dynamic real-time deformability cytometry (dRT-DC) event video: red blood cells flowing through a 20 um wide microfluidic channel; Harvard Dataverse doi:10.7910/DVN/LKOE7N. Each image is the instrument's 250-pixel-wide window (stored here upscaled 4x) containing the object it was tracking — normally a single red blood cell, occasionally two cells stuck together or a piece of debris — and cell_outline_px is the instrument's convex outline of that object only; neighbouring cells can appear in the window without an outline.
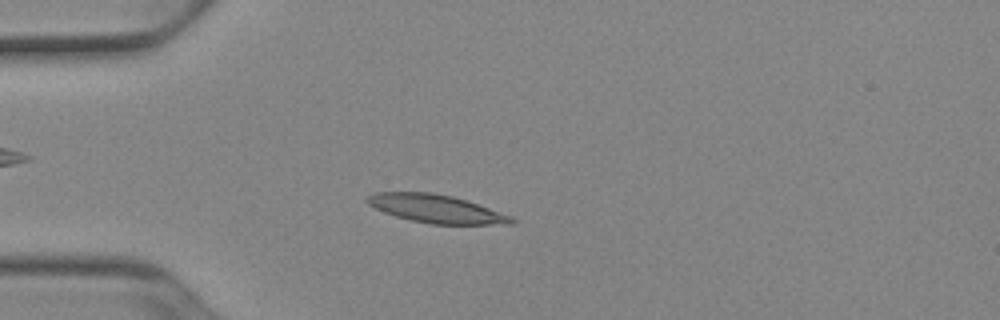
{"species": "Egyptian fruit bat (a non-hibernating species)", "species_latin": "Rousettus aegyptiacus", "temperature_condition": "cold", "stored_images_in_passage": 52, "camera_frame_rate_fps": 3000, "um_per_image_px": 0.085, "animal": {"sex": "female"}, "frame": {"image": 1, "passage_image": 14, "time_ms": 4.333, "image_size_px": [1000, 320], "cell_outline_px": [[516, 224], [432, 224], [412, 220], [396, 216], [384, 212], [368, 204], [364, 200], [368, 196], [376, 192], [432, 192], [452, 196], [468, 200], [512, 216], [516, 220]], "centroid_in_image_um": [37.11, 17.74], "position_along_channel_um": 47.9, "area_um2": 23.7}}
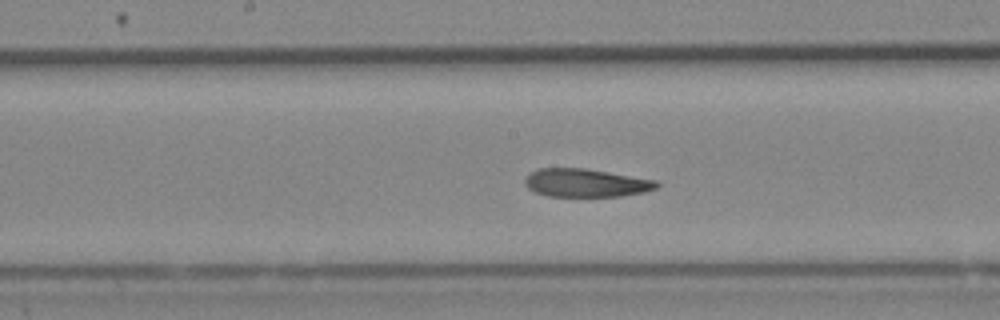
{"frame": {"image": 2, "passage_image": 27, "time_ms": 8.667, "image_size_px": [1000, 320], "cell_outline_px": [[660, 184], [656, 188], [644, 192], [620, 196], [548, 196], [536, 192], [528, 188], [524, 184], [524, 180], [536, 168], [584, 168], [656, 180]], "centroid_in_image_um": [49.79, 15.54], "position_along_channel_um": 198.4, "area_um2": 21.5}}
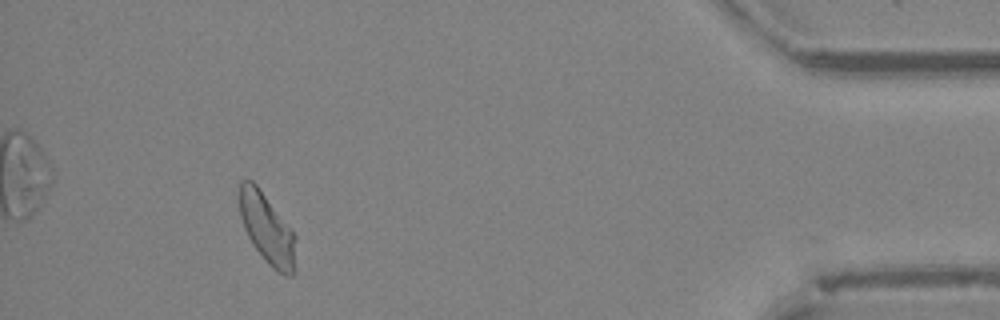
{"frame": {"image": 3, "passage_image": 48, "time_ms": 15.667, "image_size_px": [1000, 320], "cell_outline_px": [[296, 236], [292, 276], [284, 276], [276, 272], [268, 264], [252, 244], [244, 228], [240, 216], [240, 180], [252, 180], [256, 184]], "centroid_in_image_um": [22.68, 19.46], "position_along_channel_um": 412.5, "area_um2": 22.54}, "authors_computed_cell_mechanics": {"area_um2": 22.831, "velocity_mm_per_s": 3.8814, "shape_relaxation_time_tau1_ms": null, "shape_relaxation_time_tau2_ms": 3.2394, "deformation_change_tau1": null, "deformation_change_tau2": 0.1034}}